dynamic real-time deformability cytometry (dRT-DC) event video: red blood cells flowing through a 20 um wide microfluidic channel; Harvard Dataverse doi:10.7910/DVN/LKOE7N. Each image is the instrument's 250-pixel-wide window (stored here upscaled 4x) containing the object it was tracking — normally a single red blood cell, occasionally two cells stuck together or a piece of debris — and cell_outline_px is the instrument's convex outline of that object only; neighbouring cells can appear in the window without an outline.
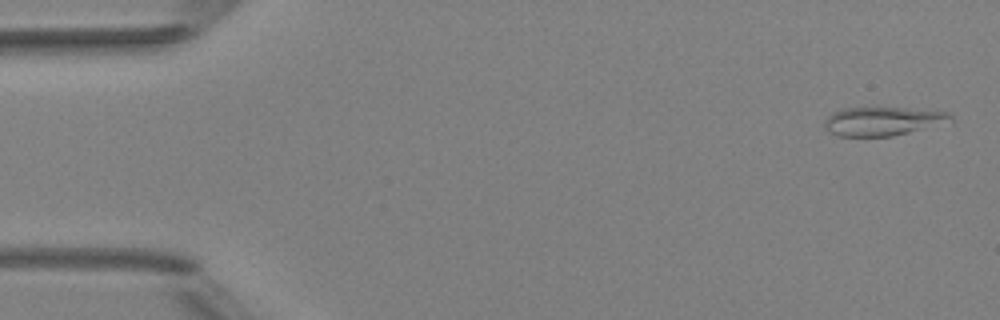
{"species": "Egyptian fruit bat (a non-hibernating species)", "species_latin": "Rousettus aegyptiacus", "temperature_condition": "room temperature", "stored_images_in_passage": 4, "camera_frame_rate_fps": 3000, "um_per_image_px": 0.085, "animal": {"sex": "female"}, "frame": {"image": 1, "passage_image": 1, "time_ms": 0.0, "image_size_px": [1000, 320], "cell_outline_px": [[952, 120], [908, 132], [892, 136], [840, 136], [828, 132], [824, 128], [824, 124], [828, 116], [832, 112], [844, 108], [904, 108], [952, 112]], "centroid_in_image_um": [74.98, 10.3], "position_along_channel_um": 10.0, "area_um2": 20.75}}